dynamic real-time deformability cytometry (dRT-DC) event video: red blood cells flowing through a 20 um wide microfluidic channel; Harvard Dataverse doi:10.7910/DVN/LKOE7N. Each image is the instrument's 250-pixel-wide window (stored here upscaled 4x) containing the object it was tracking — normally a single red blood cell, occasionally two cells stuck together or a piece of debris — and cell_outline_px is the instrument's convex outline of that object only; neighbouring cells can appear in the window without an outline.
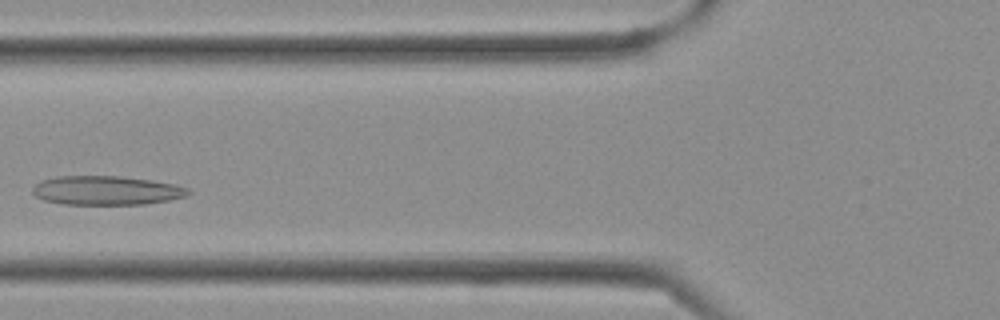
{"species": "Egyptian fruit bat (a non-hibernating species)", "species_latin": "Rousettus aegyptiacus", "temperature_condition": "cold", "stored_images_in_passage": 32, "camera_frame_rate_fps": 3000, "um_per_image_px": 0.085, "frame": {"image": 1, "passage_image": 9, "time_ms": 2.667, "image_size_px": [1000, 320], "cell_outline_px": [[192, 192], [184, 196], [168, 200], [144, 204], [64, 204], [44, 200], [36, 196], [32, 192], [32, 188], [40, 180], [56, 176], [120, 176], [152, 180], [176, 184], [188, 188]], "centroid_in_image_um": [9.03, 16.18], "position_along_channel_um": 116.8, "area_um2": 26.36}}
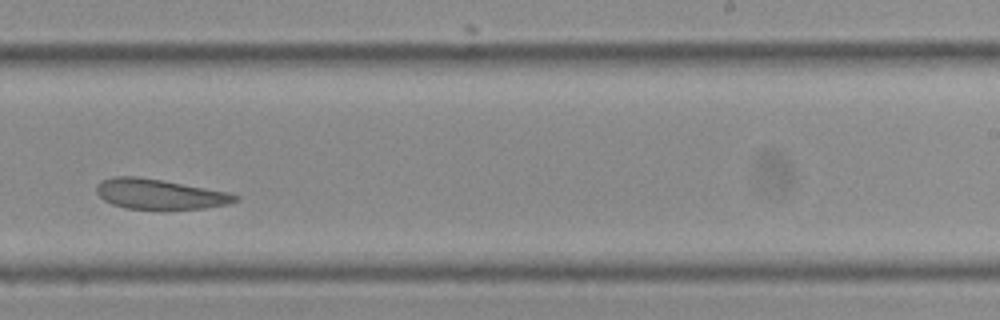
{"frame": {"image": 2, "passage_image": 18, "time_ms": 5.667, "image_size_px": [1000, 320], "cell_outline_px": [[240, 196], [236, 200], [228, 204], [204, 208], [128, 208], [112, 204], [104, 200], [96, 192], [96, 184], [112, 176], [136, 176], [160, 180], [228, 192]], "centroid_in_image_um": [13.53, 16.48], "position_along_channel_um": 275.5, "area_um2": 23.76}}
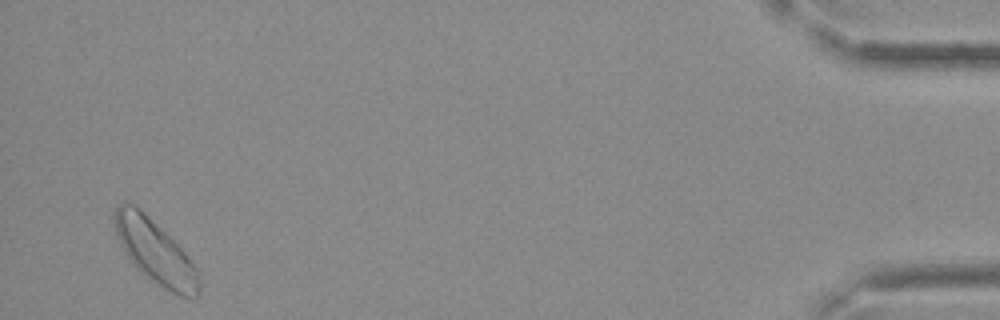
{"frame": {"image": 3, "passage_image": 31, "time_ms": 10.0, "image_size_px": [1000, 320], "cell_outline_px": [[200, 292], [196, 296], [180, 296], [164, 288], [140, 272], [132, 264], [120, 244], [116, 236], [112, 216], [116, 208], [120, 204], [132, 204], [140, 208], [188, 256], [196, 268], [200, 280]], "centroid_in_image_um": [13.16, 21.4], "position_along_channel_um": 422.0, "area_um2": 30.81}}